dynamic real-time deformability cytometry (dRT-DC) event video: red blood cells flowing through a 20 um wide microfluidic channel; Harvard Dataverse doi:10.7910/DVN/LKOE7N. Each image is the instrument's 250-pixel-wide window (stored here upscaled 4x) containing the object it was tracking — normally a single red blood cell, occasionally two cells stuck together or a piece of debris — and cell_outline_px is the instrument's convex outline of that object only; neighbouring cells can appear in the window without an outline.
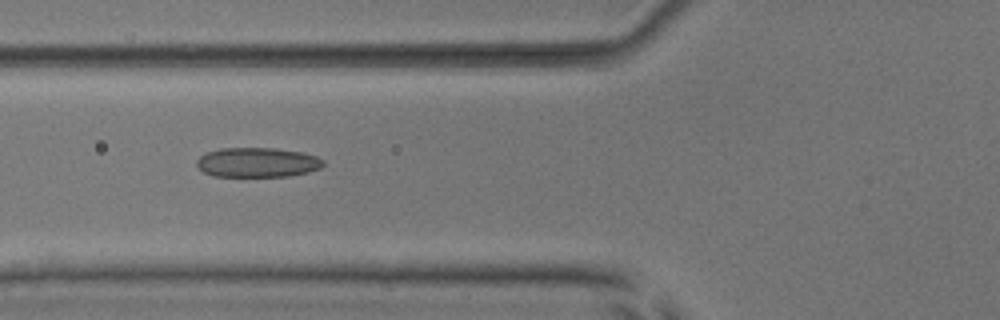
{"species": "common noctule bat (a hibernating species)", "species_latin": "Nyctalus noctula", "temperature_condition": "room temperature", "stored_images_in_passage": 4, "camera_frame_rate_fps": 3000, "um_per_image_px": 0.085, "animal": {"sex": "male", "body_mass_g": 17.9, "forearm_length_mm": 54.2}, "frame": {"image": 1, "passage_image": 3, "time_ms": 2.333, "image_size_px": [1000, 320], "cell_outline_px": [[324, 164], [320, 168], [308, 172], [288, 176], [212, 176], [204, 172], [196, 164], [196, 160], [204, 152], [220, 148], [276, 148], [300, 152], [316, 156], [324, 160]], "centroid_in_image_um": [21.85, 13.8], "position_along_channel_um": 103.9, "area_um2": 21.91}}
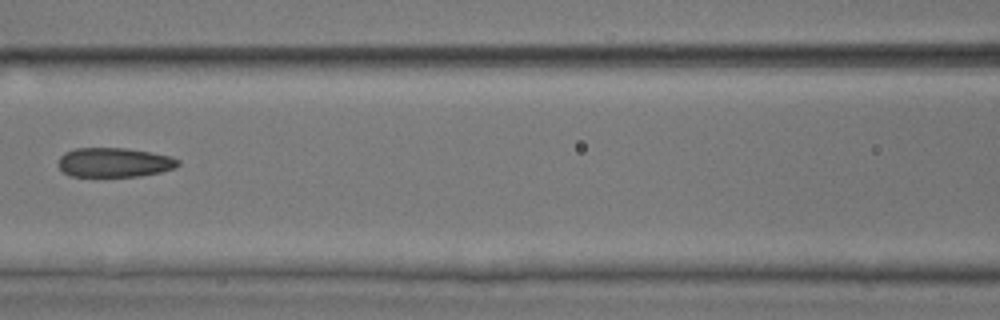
{"frame": {"image": 2, "passage_image": 4, "time_ms": 3.667, "image_size_px": [1000, 320], "cell_outline_px": [[180, 164], [176, 168], [160, 172], [140, 176], [68, 176], [56, 164], [60, 156], [64, 152], [76, 148], [124, 148], [172, 156], [180, 160]], "centroid_in_image_um": [9.7, 13.81], "position_along_channel_um": 156.9, "area_um2": 20.63}}